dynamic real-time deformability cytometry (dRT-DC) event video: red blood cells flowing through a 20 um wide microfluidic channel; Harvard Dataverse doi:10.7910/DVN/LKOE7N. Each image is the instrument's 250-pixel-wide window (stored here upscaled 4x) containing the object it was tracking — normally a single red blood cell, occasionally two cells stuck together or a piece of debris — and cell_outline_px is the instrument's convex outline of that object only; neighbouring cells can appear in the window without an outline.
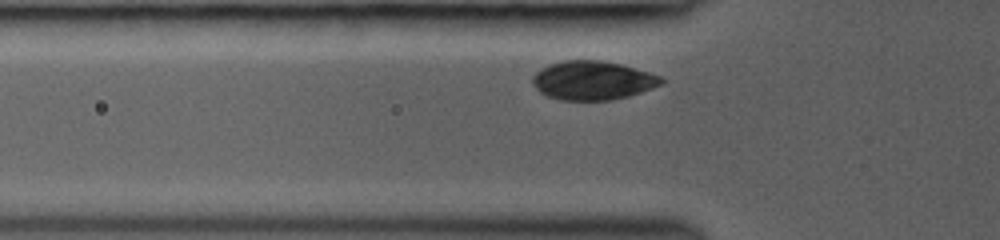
{"species": "common noctule bat (a hibernating species)", "species_latin": "Nyctalus noctula", "temperature_condition": "room temperature", "stored_images_in_passage": 28, "camera_frame_rate_fps": 3000, "um_per_image_px": 0.085, "animal": {"sex": "female", "body_mass_g": 19.0, "forearm_length_mm": 53.3}, "frame": {"image": 1, "passage_image": 3, "time_ms": 0.667, "image_size_px": [1000, 240], "cell_outline_px": [[664, 84], [628, 96], [612, 100], [560, 100], [548, 96], [540, 92], [532, 84], [532, 76], [540, 68], [548, 64], [564, 60], [600, 60], [620, 64], [648, 72], [660, 76], [664, 80]], "centroid_in_image_um": [50.35, 6.83], "position_along_channel_um": 75.5, "area_um2": 29.19}}
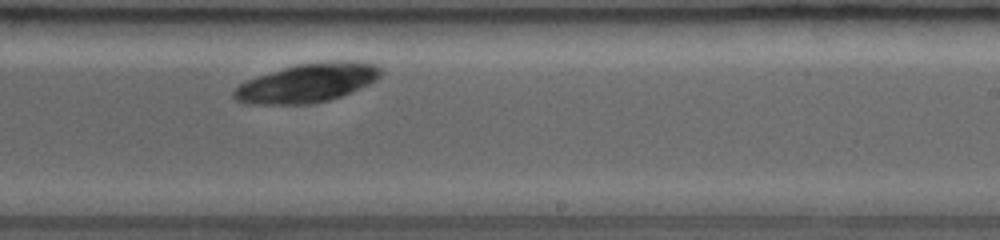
{"frame": {"image": 2, "passage_image": 17, "time_ms": 5.333, "image_size_px": [1000, 240], "cell_outline_px": [[384, 72], [376, 80], [368, 84], [340, 96], [328, 100], [312, 104], [244, 104], [236, 100], [232, 96], [232, 92], [244, 80], [296, 64], [328, 60], [356, 60], [376, 64]], "centroid_in_image_um": [26.12, 7.03], "position_along_channel_um": 262.9, "area_um2": 33.58}}
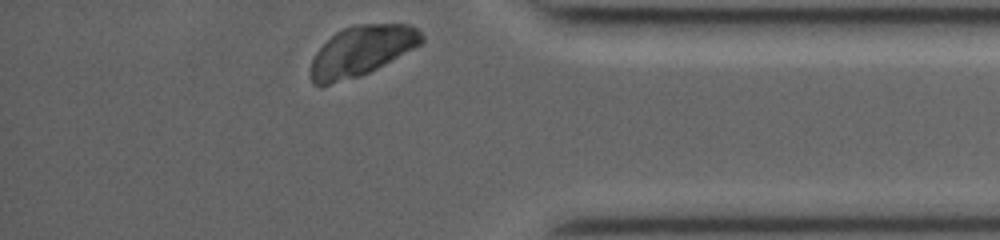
{"frame": {"image": 3, "passage_image": 28, "time_ms": 9.0, "image_size_px": [1000, 240], "cell_outline_px": [[424, 40], [420, 44], [384, 64], [360, 76], [320, 88], [312, 84], [312, 60], [316, 52], [336, 32], [344, 28], [356, 24], [408, 24], [416, 28], [424, 36]], "centroid_in_image_um": [30.71, 4.34], "position_along_channel_um": 404.5, "area_um2": 32.02}}